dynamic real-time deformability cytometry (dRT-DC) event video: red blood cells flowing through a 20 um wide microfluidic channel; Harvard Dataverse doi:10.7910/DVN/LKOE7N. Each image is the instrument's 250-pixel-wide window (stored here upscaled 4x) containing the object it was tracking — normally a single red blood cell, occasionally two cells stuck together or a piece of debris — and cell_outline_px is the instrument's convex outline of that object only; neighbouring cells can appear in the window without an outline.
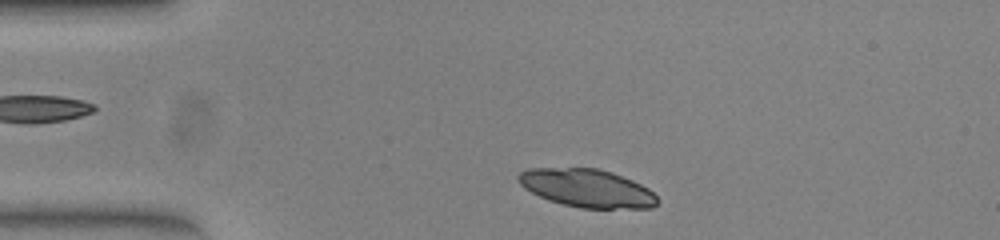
{"species": "common noctule bat (a hibernating species)", "species_latin": "Nyctalus noctula", "temperature_condition": "warm", "stored_images_in_passage": 36, "camera_frame_rate_fps": 3000, "um_per_image_px": 0.085, "animal": {"sex": "female", "body_mass_g": 23.0, "forearm_length_mm": 53.4}, "frame": {"image": 1, "passage_image": 2, "time_ms": 0.333, "image_size_px": [1000, 240], "cell_outline_px": [[660, 200], [652, 208], [580, 208], [548, 200], [524, 188], [516, 180], [516, 176], [520, 172], [528, 168], [596, 168], [612, 172], [632, 180], [648, 188]], "centroid_in_image_um": [49.88, 15.99], "position_along_channel_um": 35.1, "area_um2": 30.87}}